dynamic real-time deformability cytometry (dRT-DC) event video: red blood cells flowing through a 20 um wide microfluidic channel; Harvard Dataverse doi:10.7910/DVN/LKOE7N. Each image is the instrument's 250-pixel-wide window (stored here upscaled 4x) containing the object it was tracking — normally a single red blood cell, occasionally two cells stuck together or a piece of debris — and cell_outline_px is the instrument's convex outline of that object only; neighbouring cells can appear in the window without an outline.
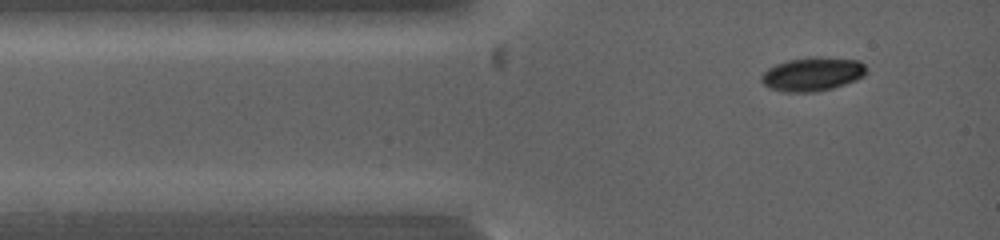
{"species": "common noctule bat (a hibernating species)", "species_latin": "Nyctalus noctula", "temperature_condition": "warm", "stored_images_in_passage": 5, "camera_frame_rate_fps": 5000, "um_per_image_px": 0.085, "animal": {"sex": "female", "body_mass_g": 19.0, "forearm_length_mm": 53.3}, "frame": {"image": 1, "passage_image": 2, "time_ms": 0.8, "image_size_px": [1000, 240], "cell_outline_px": [[868, 72], [864, 76], [856, 80], [832, 88], [816, 92], [784, 92], [768, 88], [760, 80], [760, 76], [768, 68], [776, 64], [788, 60], [812, 56], [816, 56], [860, 60], [864, 64]], "centroid_in_image_um": [69.06, 6.29], "position_along_channel_um": 15.9, "area_um2": 20.92}}
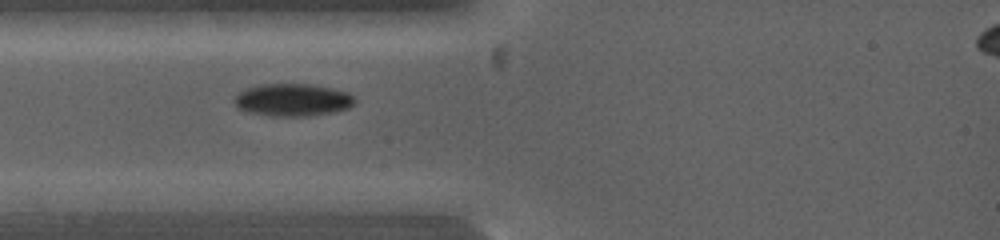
{"frame": {"image": 2, "passage_image": 4, "time_ms": 2.6, "image_size_px": [1000, 240], "cell_outline_px": [[356, 100], [348, 108], [332, 112], [308, 116], [268, 116], [244, 112], [232, 100], [240, 92], [256, 84], [308, 84], [332, 88], [348, 92]], "centroid_in_image_um": [24.84, 8.5], "position_along_channel_um": 60.2, "area_um2": 22.83}}
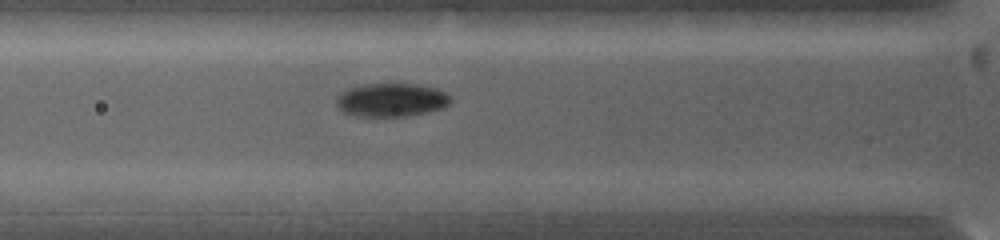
{"frame": {"image": 3, "passage_image": 5, "time_ms": 3.4, "image_size_px": [1000, 240], "cell_outline_px": [[452, 100], [444, 108], [428, 112], [408, 116], [352, 116], [344, 112], [336, 104], [336, 96], [340, 92], [348, 88], [364, 84], [416, 84], [436, 88], [444, 92]], "centroid_in_image_um": [33.24, 8.5], "position_along_channel_um": 92.6, "area_um2": 22.37}}